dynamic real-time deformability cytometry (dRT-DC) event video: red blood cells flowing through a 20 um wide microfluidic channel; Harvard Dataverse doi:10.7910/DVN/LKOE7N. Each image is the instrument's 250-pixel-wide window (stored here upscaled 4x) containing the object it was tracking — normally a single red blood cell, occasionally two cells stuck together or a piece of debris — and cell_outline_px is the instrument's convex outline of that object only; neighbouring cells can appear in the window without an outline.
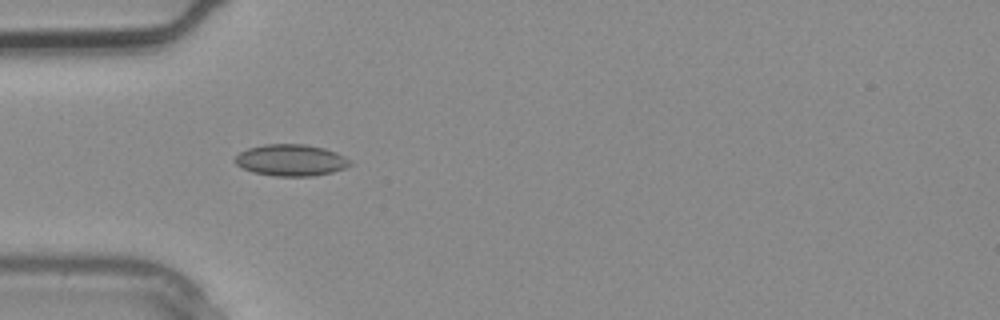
{"species": "common noctule bat (a hibernating species)", "species_latin": "Nyctalus noctula", "temperature_condition": "warm", "stored_images_in_passage": 2, "camera_frame_rate_fps": 3000, "um_per_image_px": 0.085, "animal": {"sex": "male", "body_mass_g": 20.4}, "frame": {"image": 1, "passage_image": 2, "time_ms": 0.333, "image_size_px": [1000, 320], "cell_outline_px": [[352, 164], [344, 168], [332, 172], [312, 176], [276, 176], [252, 172], [236, 164], [232, 160], [240, 152], [248, 148], [264, 144], [304, 144], [324, 148], [336, 152], [344, 156]], "centroid_in_image_um": [24.7, 13.61], "position_along_channel_um": 60.3, "area_um2": 21.1}}